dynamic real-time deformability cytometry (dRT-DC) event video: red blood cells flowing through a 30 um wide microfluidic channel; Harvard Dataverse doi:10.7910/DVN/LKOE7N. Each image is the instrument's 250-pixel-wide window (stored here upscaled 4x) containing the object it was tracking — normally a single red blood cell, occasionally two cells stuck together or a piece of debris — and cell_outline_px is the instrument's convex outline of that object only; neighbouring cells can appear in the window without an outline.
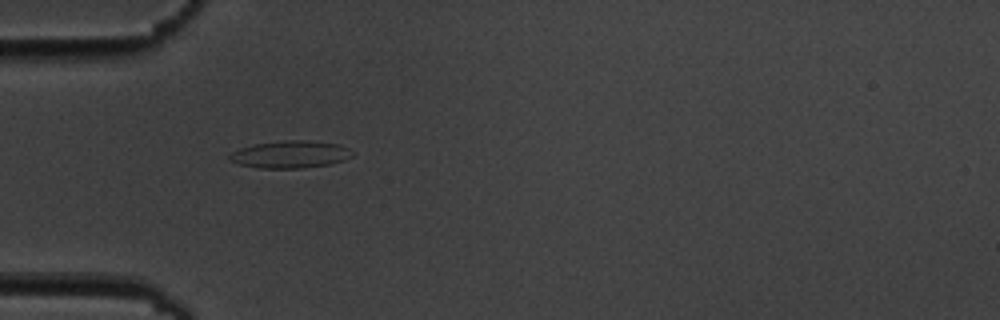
{"species": "common noctule bat (a hibernating species)", "species_latin": "Nyctalus noctula", "temperature_condition": "cold", "stored_images_in_passage": 2, "camera_frame_rate_fps": 3000, "um_per_image_px": 0.085, "animal": {"sex": "male", "body_mass_g": 19.5, "forearm_length_mm": 54.6}, "frame": {"image": 1, "passage_image": 1, "time_ms": 0.0, "image_size_px": [1000, 320], "cell_outline_px": [[356, 152], [352, 156], [344, 160], [328, 164], [304, 168], [260, 168], [240, 164], [228, 160], [228, 156], [232, 152], [240, 148], [252, 144], [284, 140], [304, 140], [340, 144]], "centroid_in_image_um": [24.69, 13.11], "position_along_channel_um": 60.3, "area_um2": 19.65}}